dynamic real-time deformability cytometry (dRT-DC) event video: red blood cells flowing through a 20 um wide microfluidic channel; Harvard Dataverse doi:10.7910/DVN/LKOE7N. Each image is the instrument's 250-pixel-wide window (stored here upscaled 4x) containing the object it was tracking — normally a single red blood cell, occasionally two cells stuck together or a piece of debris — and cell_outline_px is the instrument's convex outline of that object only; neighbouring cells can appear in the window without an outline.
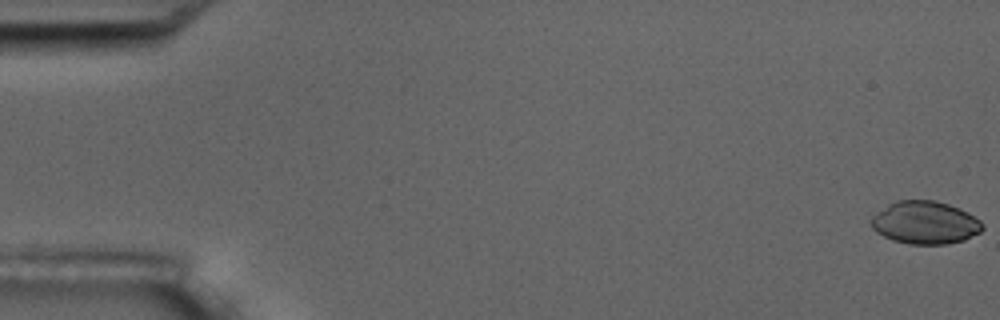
{"species": "common noctule bat (a hibernating species)", "species_latin": "Nyctalus noctula", "temperature_condition": "room temperature", "stored_images_in_passage": 4, "camera_frame_rate_fps": 3000, "um_per_image_px": 0.085, "animal": {"sex": "male", "body_mass_g": 17.5, "forearm_length_mm": 52.3}, "frame": {"image": 1, "passage_image": 1, "time_ms": 0.0, "image_size_px": [1000, 320], "cell_outline_px": [[984, 228], [980, 232], [964, 240], [948, 244], [908, 244], [892, 240], [876, 232], [872, 228], [868, 220], [876, 212], [888, 204], [896, 200], [932, 200], [948, 204], [960, 208], [968, 212], [980, 220], [984, 224]], "centroid_in_image_um": [78.61, 18.92], "position_along_channel_um": 6.4, "area_um2": 28.09}}
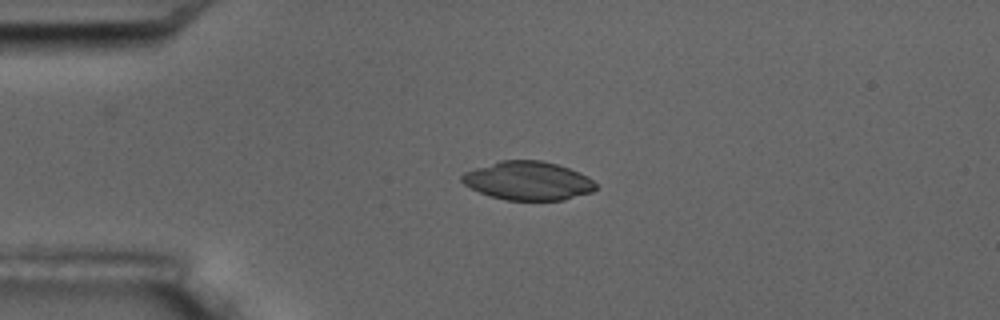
{"frame": {"image": 2, "passage_image": 4, "time_ms": 4.333, "image_size_px": [1000, 320], "cell_outline_px": [[596, 188], [592, 192], [564, 200], [504, 200], [488, 196], [464, 184], [460, 180], [460, 176], [464, 172], [500, 160], [540, 160], [556, 164], [580, 172], [588, 176], [596, 184]], "centroid_in_image_um": [44.87, 15.37], "position_along_channel_um": 40.1, "area_um2": 30.17}}